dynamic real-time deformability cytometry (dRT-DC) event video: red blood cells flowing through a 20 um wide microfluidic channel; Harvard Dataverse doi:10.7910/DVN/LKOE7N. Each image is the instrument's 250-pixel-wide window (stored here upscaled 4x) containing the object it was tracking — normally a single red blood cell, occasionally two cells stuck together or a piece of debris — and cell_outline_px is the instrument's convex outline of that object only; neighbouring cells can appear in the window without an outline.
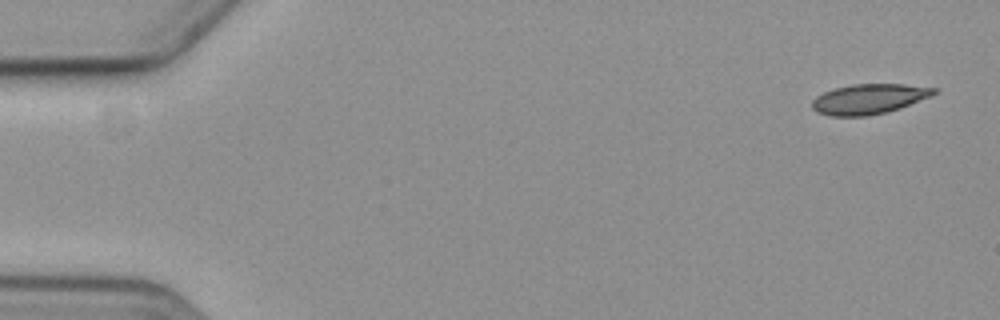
{"species": "common noctule bat (a hibernating species)", "species_latin": "Nyctalus noctula", "temperature_condition": "cold", "stored_images_in_passage": 5, "camera_frame_rate_fps": 3000, "um_per_image_px": 0.085, "animal": {"sex": "female", "body_mass_g": 19.3, "forearm_length_mm": 54.1}, "frame": {"image": 1, "passage_image": 1, "time_ms": 0.0, "image_size_px": [1000, 320], "cell_outline_px": [[936, 92], [928, 96], [900, 108], [888, 112], [868, 116], [828, 116], [816, 112], [812, 108], [812, 100], [816, 96], [824, 92], [836, 88], [852, 84], [904, 84], [936, 88]], "centroid_in_image_um": [73.8, 8.42], "position_along_channel_um": 11.2, "area_um2": 21.21}}